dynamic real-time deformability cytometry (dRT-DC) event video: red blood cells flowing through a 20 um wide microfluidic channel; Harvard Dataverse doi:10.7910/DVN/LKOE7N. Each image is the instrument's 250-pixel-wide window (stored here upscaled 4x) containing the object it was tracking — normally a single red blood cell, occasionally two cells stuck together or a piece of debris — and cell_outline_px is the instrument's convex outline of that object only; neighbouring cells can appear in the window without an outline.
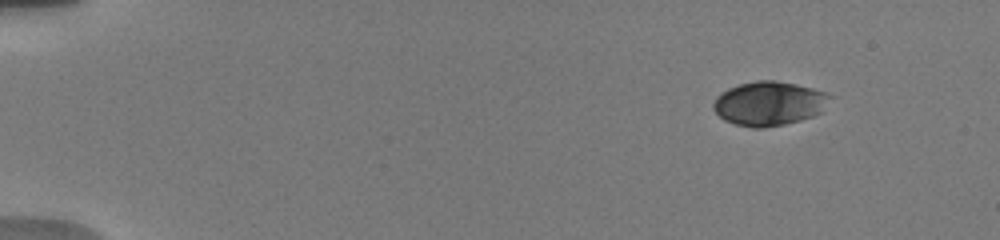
{"species": "human", "species_latin": "Homo sapiens", "temperature_condition": "warm", "stored_images_in_passage": 40, "camera_frame_rate_fps": 3000, "um_per_image_px": 0.085, "donor": {"sex": "male"}, "frame": {"image": 1, "passage_image": 1, "time_ms": 0.0, "image_size_px": [1000, 240], "cell_outline_px": [[832, 96], [820, 112], [812, 116], [800, 120], [784, 124], [764, 128], [752, 128], [736, 124], [724, 120], [712, 108], [712, 104], [716, 96], [720, 92], [728, 88], [740, 84], [756, 80], [776, 80], [796, 84], [812, 88], [824, 92]], "centroid_in_image_um": [65.33, 8.79], "position_along_channel_um": 19.7, "area_um2": 29.94}}
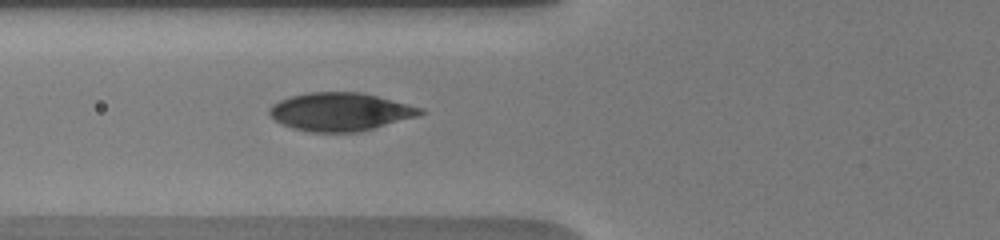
{"frame": {"image": 2, "passage_image": 17, "time_ms": 5.333, "image_size_px": [1000, 240], "cell_outline_px": [[424, 112], [420, 116], [356, 132], [312, 132], [292, 128], [276, 120], [268, 112], [268, 108], [272, 104], [280, 100], [292, 96], [308, 92], [364, 92], [424, 108]], "centroid_in_image_um": [28.95, 9.49], "position_along_channel_um": 96.8, "area_um2": 33.52}}
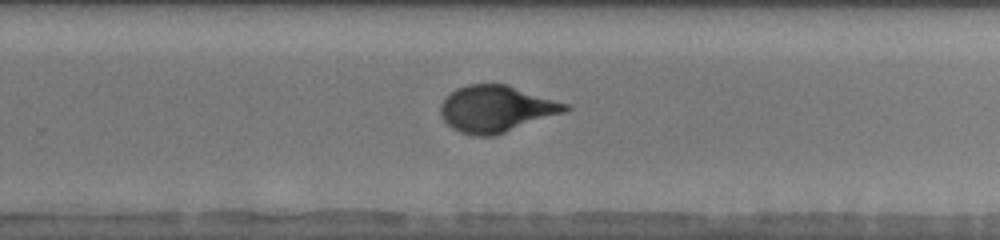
{"frame": {"image": 3, "passage_image": 26, "time_ms": 10.333, "image_size_px": [1000, 240], "cell_outline_px": [[572, 108], [564, 112], [492, 136], [476, 136], [460, 132], [452, 128], [444, 120], [440, 112], [440, 104], [456, 88], [468, 84], [508, 84], [568, 104]], "centroid_in_image_um": [42.16, 9.24], "position_along_channel_um": 287.6, "area_um2": 33.47}, "authors_computed_cell_mechanics": {"area_um2": 30.8941, "velocity_mm_per_s": 3.8285, "shape_relaxation_time_tau1_ms": 3.5548, "shape_relaxation_time_tau2_ms": null, "deformation_change_tau1": 0.1425, "deformation_change_tau2": null}}